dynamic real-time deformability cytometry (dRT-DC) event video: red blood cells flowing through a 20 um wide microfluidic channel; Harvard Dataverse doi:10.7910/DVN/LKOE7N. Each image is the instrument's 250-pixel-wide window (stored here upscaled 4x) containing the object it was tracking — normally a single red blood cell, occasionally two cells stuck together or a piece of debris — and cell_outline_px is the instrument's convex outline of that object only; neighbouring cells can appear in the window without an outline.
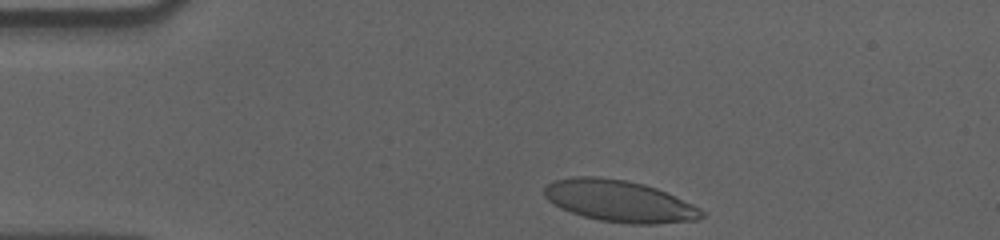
{"species": "human", "species_latin": "Homo sapiens", "temperature_condition": "cold", "stored_images_in_passage": 37, "camera_frame_rate_fps": 3000, "um_per_image_px": 0.085, "donor": {"sex": "male"}, "frame": {"image": 1, "passage_image": 1, "time_ms": 0.0, "image_size_px": [1000, 240], "cell_outline_px": [[704, 216], [696, 220], [652, 224], [632, 224], [600, 220], [584, 216], [560, 208], [548, 200], [544, 196], [544, 188], [548, 184], [556, 180], [576, 176], [596, 176], [624, 180], [644, 184], [656, 188], [692, 204], [700, 208], [704, 212]], "centroid_in_image_um": [52.64, 17.09], "position_along_channel_um": 32.4, "area_um2": 37.8}}
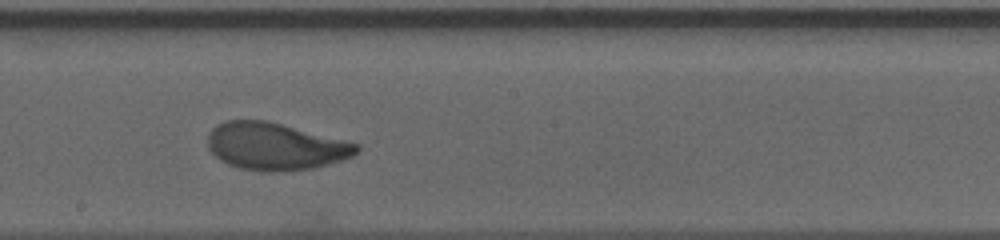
{"frame": {"image": 2, "passage_image": 22, "time_ms": 7.0, "image_size_px": [1000, 240], "cell_outline_px": [[360, 148], [352, 156], [328, 164], [312, 168], [288, 172], [268, 172], [240, 168], [228, 164], [220, 160], [208, 148], [208, 132], [216, 124], [224, 120], [268, 120], [348, 140], [360, 144]], "centroid_in_image_um": [23.41, 12.43], "position_along_channel_um": 224.8, "area_um2": 41.5}}
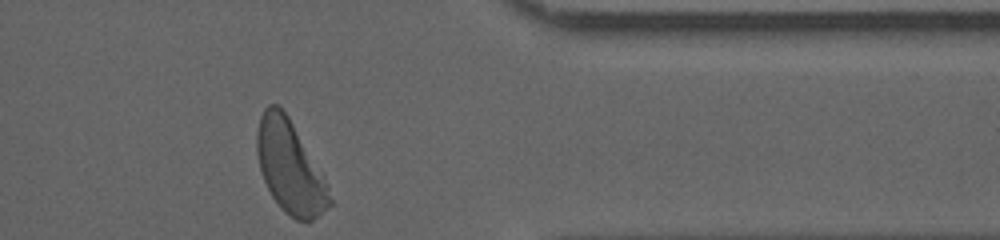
{"frame": {"image": 3, "passage_image": 37, "time_ms": 12.0, "image_size_px": [1000, 240], "cell_outline_px": [[332, 204], [312, 220], [296, 220], [284, 212], [280, 208], [272, 196], [264, 180], [260, 168], [256, 152], [256, 132], [260, 116], [264, 108], [268, 104], [280, 104], [288, 116], [328, 184], [332, 200]], "centroid_in_image_um": [24.62, 14.18], "position_along_channel_um": 386.8, "area_um2": 38.9}, "authors_computed_cell_mechanics": {"area_um2": 40.5178, "velocity_mm_per_s": 3.5302, "shape_relaxation_time_tau1_ms": 3.4152, "shape_relaxation_time_tau2_ms": null, "deformation_change_tau1": 0.1741, "deformation_change_tau2": null}}